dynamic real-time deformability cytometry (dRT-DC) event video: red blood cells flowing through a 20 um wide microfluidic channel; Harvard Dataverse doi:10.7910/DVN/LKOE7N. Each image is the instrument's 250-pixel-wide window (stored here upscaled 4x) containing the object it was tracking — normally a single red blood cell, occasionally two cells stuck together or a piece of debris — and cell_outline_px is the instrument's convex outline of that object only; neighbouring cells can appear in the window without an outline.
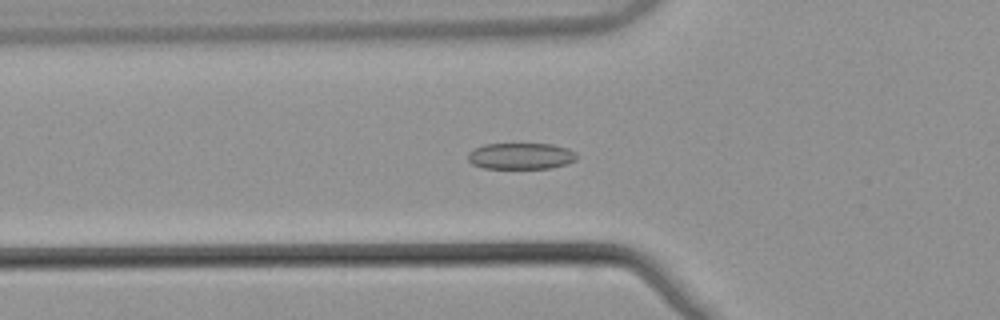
{"species": "common noctule bat (a hibernating species)", "species_latin": "Nyctalus noctula", "temperature_condition": "warm", "stored_images_in_passage": 48, "camera_frame_rate_fps": 3000, "um_per_image_px": 0.085, "animal": {"sex": "male", "body_mass_g": 21.5, "forearm_length_mm": 52.0}, "frame": {"image": 1, "passage_image": 13, "time_ms": 4.0, "image_size_px": [1000, 320], "cell_outline_px": [[580, 156], [576, 160], [568, 164], [552, 168], [484, 168], [472, 164], [468, 160], [468, 152], [484, 144], [552, 144], [568, 148], [576, 152]], "centroid_in_image_um": [44.33, 13.26], "position_along_channel_um": 81.5, "area_um2": 16.88}}
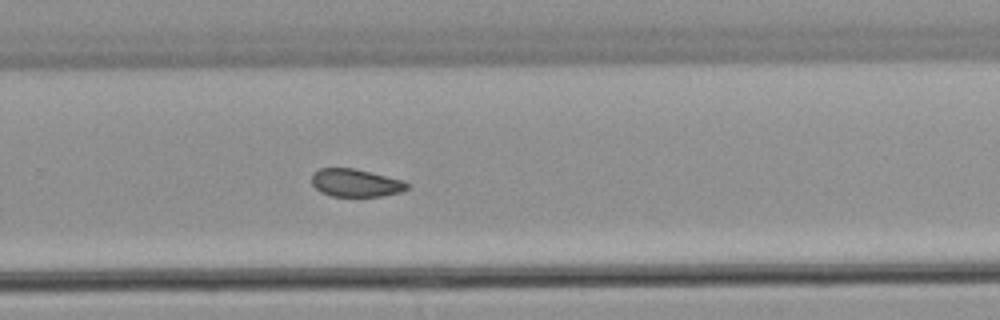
{"frame": {"image": 2, "passage_image": 30, "time_ms": 9.667, "image_size_px": [1000, 320], "cell_outline_px": [[408, 188], [400, 192], [380, 196], [332, 196], [320, 192], [312, 184], [312, 172], [320, 168], [352, 168], [404, 180], [408, 184]], "centroid_in_image_um": [30.2, 15.54], "position_along_channel_um": 299.6, "area_um2": 15.37}}
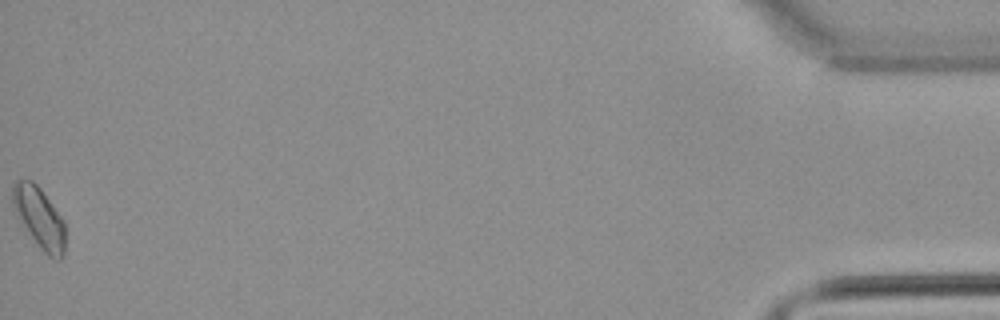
{"frame": {"image": 3, "passage_image": 48, "time_ms": 15.667, "image_size_px": [1000, 320], "cell_outline_px": [[64, 256], [60, 260], [56, 260], [48, 256], [40, 248], [16, 212], [12, 200], [12, 184], [16, 180], [32, 180], [40, 188], [64, 220]], "centroid_in_image_um": [3.37, 18.49], "position_along_channel_um": 431.8, "area_um2": 18.21}, "authors_computed_cell_mechanics": {"area_um2": 16.5597, "velocity_mm_per_s": 3.8539, "shape_relaxation_time_tau1_ms": 6.7475, "shape_relaxation_time_tau2_ms": 2.636, "deformation_change_tau1": 0.1066, "deformation_change_tau2": 0.0763}}